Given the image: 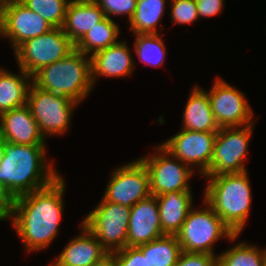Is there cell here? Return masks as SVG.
I'll return each mask as SVG.
<instances>
[{
  "label": "cell",
  "mask_w": 266,
  "mask_h": 266,
  "mask_svg": "<svg viewBox=\"0 0 266 266\" xmlns=\"http://www.w3.org/2000/svg\"><path fill=\"white\" fill-rule=\"evenodd\" d=\"M64 185L59 176L44 188L16 197L13 225L28 251L47 247L56 236L63 211Z\"/></svg>",
  "instance_id": "cell-1"
},
{
  "label": "cell",
  "mask_w": 266,
  "mask_h": 266,
  "mask_svg": "<svg viewBox=\"0 0 266 266\" xmlns=\"http://www.w3.org/2000/svg\"><path fill=\"white\" fill-rule=\"evenodd\" d=\"M196 3L199 17L215 16L223 7V0H196Z\"/></svg>",
  "instance_id": "cell-34"
},
{
  "label": "cell",
  "mask_w": 266,
  "mask_h": 266,
  "mask_svg": "<svg viewBox=\"0 0 266 266\" xmlns=\"http://www.w3.org/2000/svg\"><path fill=\"white\" fill-rule=\"evenodd\" d=\"M207 94L219 128L238 126L240 128L241 125L252 124L250 123L252 111L243 93L217 78Z\"/></svg>",
  "instance_id": "cell-14"
},
{
  "label": "cell",
  "mask_w": 266,
  "mask_h": 266,
  "mask_svg": "<svg viewBox=\"0 0 266 266\" xmlns=\"http://www.w3.org/2000/svg\"><path fill=\"white\" fill-rule=\"evenodd\" d=\"M6 140L3 138H0V163L2 161L4 152H5V144H6Z\"/></svg>",
  "instance_id": "cell-36"
},
{
  "label": "cell",
  "mask_w": 266,
  "mask_h": 266,
  "mask_svg": "<svg viewBox=\"0 0 266 266\" xmlns=\"http://www.w3.org/2000/svg\"><path fill=\"white\" fill-rule=\"evenodd\" d=\"M130 209L127 246L137 247L164 236L155 196L139 201Z\"/></svg>",
  "instance_id": "cell-15"
},
{
  "label": "cell",
  "mask_w": 266,
  "mask_h": 266,
  "mask_svg": "<svg viewBox=\"0 0 266 266\" xmlns=\"http://www.w3.org/2000/svg\"><path fill=\"white\" fill-rule=\"evenodd\" d=\"M27 95V106L36 120L40 133L45 138L48 134H62L70 122L74 100L43 90L32 83Z\"/></svg>",
  "instance_id": "cell-8"
},
{
  "label": "cell",
  "mask_w": 266,
  "mask_h": 266,
  "mask_svg": "<svg viewBox=\"0 0 266 266\" xmlns=\"http://www.w3.org/2000/svg\"><path fill=\"white\" fill-rule=\"evenodd\" d=\"M75 49V44L62 28H53L35 38L28 39L15 49L19 68L33 75L40 68L62 60Z\"/></svg>",
  "instance_id": "cell-6"
},
{
  "label": "cell",
  "mask_w": 266,
  "mask_h": 266,
  "mask_svg": "<svg viewBox=\"0 0 266 266\" xmlns=\"http://www.w3.org/2000/svg\"><path fill=\"white\" fill-rule=\"evenodd\" d=\"M96 3L106 17L110 18L109 15L111 14H127L129 21L132 19L137 6V0H97Z\"/></svg>",
  "instance_id": "cell-30"
},
{
  "label": "cell",
  "mask_w": 266,
  "mask_h": 266,
  "mask_svg": "<svg viewBox=\"0 0 266 266\" xmlns=\"http://www.w3.org/2000/svg\"><path fill=\"white\" fill-rule=\"evenodd\" d=\"M44 147L8 142L5 144L0 163V182L15 198L44 188L59 177L51 165L46 166L44 163Z\"/></svg>",
  "instance_id": "cell-2"
},
{
  "label": "cell",
  "mask_w": 266,
  "mask_h": 266,
  "mask_svg": "<svg viewBox=\"0 0 266 266\" xmlns=\"http://www.w3.org/2000/svg\"><path fill=\"white\" fill-rule=\"evenodd\" d=\"M164 235H176L192 208L191 191H173L155 196Z\"/></svg>",
  "instance_id": "cell-18"
},
{
  "label": "cell",
  "mask_w": 266,
  "mask_h": 266,
  "mask_svg": "<svg viewBox=\"0 0 266 266\" xmlns=\"http://www.w3.org/2000/svg\"><path fill=\"white\" fill-rule=\"evenodd\" d=\"M151 196L147 167L139 159L117 169L108 183L103 199L131 208Z\"/></svg>",
  "instance_id": "cell-10"
},
{
  "label": "cell",
  "mask_w": 266,
  "mask_h": 266,
  "mask_svg": "<svg viewBox=\"0 0 266 266\" xmlns=\"http://www.w3.org/2000/svg\"><path fill=\"white\" fill-rule=\"evenodd\" d=\"M205 210H191L180 231L176 234L182 251L214 255L212 244L222 236L234 240L238 234L222 221L214 209L205 201Z\"/></svg>",
  "instance_id": "cell-5"
},
{
  "label": "cell",
  "mask_w": 266,
  "mask_h": 266,
  "mask_svg": "<svg viewBox=\"0 0 266 266\" xmlns=\"http://www.w3.org/2000/svg\"><path fill=\"white\" fill-rule=\"evenodd\" d=\"M118 34L119 27L111 18L105 16L82 36L75 44V49L86 55L91 52L93 56L95 53L116 44Z\"/></svg>",
  "instance_id": "cell-24"
},
{
  "label": "cell",
  "mask_w": 266,
  "mask_h": 266,
  "mask_svg": "<svg viewBox=\"0 0 266 266\" xmlns=\"http://www.w3.org/2000/svg\"><path fill=\"white\" fill-rule=\"evenodd\" d=\"M75 1H78V2H93V3H96L97 0H75Z\"/></svg>",
  "instance_id": "cell-38"
},
{
  "label": "cell",
  "mask_w": 266,
  "mask_h": 266,
  "mask_svg": "<svg viewBox=\"0 0 266 266\" xmlns=\"http://www.w3.org/2000/svg\"><path fill=\"white\" fill-rule=\"evenodd\" d=\"M159 155L140 159L147 167L149 174L151 196L164 195L173 191H190L187 184L192 170L187 165L172 161L169 154L161 145ZM167 155V156H166ZM171 156V158H169Z\"/></svg>",
  "instance_id": "cell-11"
},
{
  "label": "cell",
  "mask_w": 266,
  "mask_h": 266,
  "mask_svg": "<svg viewBox=\"0 0 266 266\" xmlns=\"http://www.w3.org/2000/svg\"><path fill=\"white\" fill-rule=\"evenodd\" d=\"M133 61L125 42H117L91 56L92 83L95 76L119 77L129 75Z\"/></svg>",
  "instance_id": "cell-19"
},
{
  "label": "cell",
  "mask_w": 266,
  "mask_h": 266,
  "mask_svg": "<svg viewBox=\"0 0 266 266\" xmlns=\"http://www.w3.org/2000/svg\"><path fill=\"white\" fill-rule=\"evenodd\" d=\"M171 18L175 23H192L198 16L196 0H172Z\"/></svg>",
  "instance_id": "cell-29"
},
{
  "label": "cell",
  "mask_w": 266,
  "mask_h": 266,
  "mask_svg": "<svg viewBox=\"0 0 266 266\" xmlns=\"http://www.w3.org/2000/svg\"><path fill=\"white\" fill-rule=\"evenodd\" d=\"M165 0H137V6L129 21L131 30L137 34H157L156 24L163 16Z\"/></svg>",
  "instance_id": "cell-25"
},
{
  "label": "cell",
  "mask_w": 266,
  "mask_h": 266,
  "mask_svg": "<svg viewBox=\"0 0 266 266\" xmlns=\"http://www.w3.org/2000/svg\"><path fill=\"white\" fill-rule=\"evenodd\" d=\"M53 28L20 0H11L0 16V34L10 37L14 49L24 41L47 33Z\"/></svg>",
  "instance_id": "cell-13"
},
{
  "label": "cell",
  "mask_w": 266,
  "mask_h": 266,
  "mask_svg": "<svg viewBox=\"0 0 266 266\" xmlns=\"http://www.w3.org/2000/svg\"><path fill=\"white\" fill-rule=\"evenodd\" d=\"M130 210L129 207L102 199L82 224L109 253H113L127 246Z\"/></svg>",
  "instance_id": "cell-7"
},
{
  "label": "cell",
  "mask_w": 266,
  "mask_h": 266,
  "mask_svg": "<svg viewBox=\"0 0 266 266\" xmlns=\"http://www.w3.org/2000/svg\"><path fill=\"white\" fill-rule=\"evenodd\" d=\"M85 58L86 54L74 49L62 60L40 68L30 79L35 86L79 104L93 85L91 56Z\"/></svg>",
  "instance_id": "cell-3"
},
{
  "label": "cell",
  "mask_w": 266,
  "mask_h": 266,
  "mask_svg": "<svg viewBox=\"0 0 266 266\" xmlns=\"http://www.w3.org/2000/svg\"><path fill=\"white\" fill-rule=\"evenodd\" d=\"M183 129L199 132L218 131L208 94L194 87L183 114Z\"/></svg>",
  "instance_id": "cell-21"
},
{
  "label": "cell",
  "mask_w": 266,
  "mask_h": 266,
  "mask_svg": "<svg viewBox=\"0 0 266 266\" xmlns=\"http://www.w3.org/2000/svg\"><path fill=\"white\" fill-rule=\"evenodd\" d=\"M82 228L86 234L71 240L52 266H93L110 255L83 224Z\"/></svg>",
  "instance_id": "cell-17"
},
{
  "label": "cell",
  "mask_w": 266,
  "mask_h": 266,
  "mask_svg": "<svg viewBox=\"0 0 266 266\" xmlns=\"http://www.w3.org/2000/svg\"><path fill=\"white\" fill-rule=\"evenodd\" d=\"M253 125L242 126L239 130L234 129L235 127L218 130L210 167L204 176L214 177L220 174L246 172L242 161L246 157Z\"/></svg>",
  "instance_id": "cell-9"
},
{
  "label": "cell",
  "mask_w": 266,
  "mask_h": 266,
  "mask_svg": "<svg viewBox=\"0 0 266 266\" xmlns=\"http://www.w3.org/2000/svg\"><path fill=\"white\" fill-rule=\"evenodd\" d=\"M105 17L97 3L70 1L65 21L64 33L76 44L82 36Z\"/></svg>",
  "instance_id": "cell-20"
},
{
  "label": "cell",
  "mask_w": 266,
  "mask_h": 266,
  "mask_svg": "<svg viewBox=\"0 0 266 266\" xmlns=\"http://www.w3.org/2000/svg\"><path fill=\"white\" fill-rule=\"evenodd\" d=\"M110 255L115 266H147L146 257L137 247L126 246Z\"/></svg>",
  "instance_id": "cell-31"
},
{
  "label": "cell",
  "mask_w": 266,
  "mask_h": 266,
  "mask_svg": "<svg viewBox=\"0 0 266 266\" xmlns=\"http://www.w3.org/2000/svg\"><path fill=\"white\" fill-rule=\"evenodd\" d=\"M217 132L183 129L161 146L178 162L186 165L199 164L201 173L205 175L210 167Z\"/></svg>",
  "instance_id": "cell-12"
},
{
  "label": "cell",
  "mask_w": 266,
  "mask_h": 266,
  "mask_svg": "<svg viewBox=\"0 0 266 266\" xmlns=\"http://www.w3.org/2000/svg\"><path fill=\"white\" fill-rule=\"evenodd\" d=\"M15 199L6 186L0 182V220L13 215Z\"/></svg>",
  "instance_id": "cell-33"
},
{
  "label": "cell",
  "mask_w": 266,
  "mask_h": 266,
  "mask_svg": "<svg viewBox=\"0 0 266 266\" xmlns=\"http://www.w3.org/2000/svg\"><path fill=\"white\" fill-rule=\"evenodd\" d=\"M26 7L39 14L54 28H62L70 1L68 0H20Z\"/></svg>",
  "instance_id": "cell-27"
},
{
  "label": "cell",
  "mask_w": 266,
  "mask_h": 266,
  "mask_svg": "<svg viewBox=\"0 0 266 266\" xmlns=\"http://www.w3.org/2000/svg\"><path fill=\"white\" fill-rule=\"evenodd\" d=\"M93 266H115L113 262V258L111 255H109L107 258H105L102 262L95 264Z\"/></svg>",
  "instance_id": "cell-35"
},
{
  "label": "cell",
  "mask_w": 266,
  "mask_h": 266,
  "mask_svg": "<svg viewBox=\"0 0 266 266\" xmlns=\"http://www.w3.org/2000/svg\"><path fill=\"white\" fill-rule=\"evenodd\" d=\"M137 248L146 257L147 266H174L182 253L176 235H164Z\"/></svg>",
  "instance_id": "cell-23"
},
{
  "label": "cell",
  "mask_w": 266,
  "mask_h": 266,
  "mask_svg": "<svg viewBox=\"0 0 266 266\" xmlns=\"http://www.w3.org/2000/svg\"><path fill=\"white\" fill-rule=\"evenodd\" d=\"M135 50L143 62L153 66H160L165 58L163 40L158 34H137Z\"/></svg>",
  "instance_id": "cell-28"
},
{
  "label": "cell",
  "mask_w": 266,
  "mask_h": 266,
  "mask_svg": "<svg viewBox=\"0 0 266 266\" xmlns=\"http://www.w3.org/2000/svg\"><path fill=\"white\" fill-rule=\"evenodd\" d=\"M174 266H217V257L212 254L182 251Z\"/></svg>",
  "instance_id": "cell-32"
},
{
  "label": "cell",
  "mask_w": 266,
  "mask_h": 266,
  "mask_svg": "<svg viewBox=\"0 0 266 266\" xmlns=\"http://www.w3.org/2000/svg\"><path fill=\"white\" fill-rule=\"evenodd\" d=\"M21 76L0 69V114L27 105L29 86L26 79L32 77L23 69Z\"/></svg>",
  "instance_id": "cell-22"
},
{
  "label": "cell",
  "mask_w": 266,
  "mask_h": 266,
  "mask_svg": "<svg viewBox=\"0 0 266 266\" xmlns=\"http://www.w3.org/2000/svg\"><path fill=\"white\" fill-rule=\"evenodd\" d=\"M1 138L8 143L44 145L38 124L25 105L0 114Z\"/></svg>",
  "instance_id": "cell-16"
},
{
  "label": "cell",
  "mask_w": 266,
  "mask_h": 266,
  "mask_svg": "<svg viewBox=\"0 0 266 266\" xmlns=\"http://www.w3.org/2000/svg\"><path fill=\"white\" fill-rule=\"evenodd\" d=\"M266 249L260 252L255 246L240 243L217 256V266H263Z\"/></svg>",
  "instance_id": "cell-26"
},
{
  "label": "cell",
  "mask_w": 266,
  "mask_h": 266,
  "mask_svg": "<svg viewBox=\"0 0 266 266\" xmlns=\"http://www.w3.org/2000/svg\"><path fill=\"white\" fill-rule=\"evenodd\" d=\"M204 197L234 234L242 231L249 215L251 188L247 172L209 177Z\"/></svg>",
  "instance_id": "cell-4"
},
{
  "label": "cell",
  "mask_w": 266,
  "mask_h": 266,
  "mask_svg": "<svg viewBox=\"0 0 266 266\" xmlns=\"http://www.w3.org/2000/svg\"><path fill=\"white\" fill-rule=\"evenodd\" d=\"M11 0H0V16L4 10V8L9 4Z\"/></svg>",
  "instance_id": "cell-37"
},
{
  "label": "cell",
  "mask_w": 266,
  "mask_h": 266,
  "mask_svg": "<svg viewBox=\"0 0 266 266\" xmlns=\"http://www.w3.org/2000/svg\"><path fill=\"white\" fill-rule=\"evenodd\" d=\"M263 266H266V255H265V258H264V261H263Z\"/></svg>",
  "instance_id": "cell-39"
}]
</instances>
